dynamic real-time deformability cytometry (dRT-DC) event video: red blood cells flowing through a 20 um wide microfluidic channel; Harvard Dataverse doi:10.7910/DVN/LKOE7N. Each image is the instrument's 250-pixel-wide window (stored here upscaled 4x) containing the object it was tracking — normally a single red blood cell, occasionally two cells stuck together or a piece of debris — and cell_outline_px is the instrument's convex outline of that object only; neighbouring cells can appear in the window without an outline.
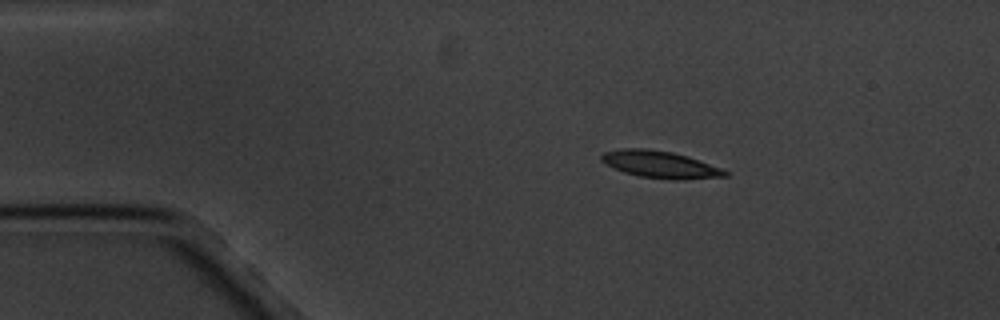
{"species": "common noctule bat (a hibernating species)", "species_latin": "Nyctalus noctula", "temperature_condition": "cold", "stored_images_in_passage": 4, "camera_frame_rate_fps": 3000, "um_per_image_px": 0.085, "animal": {"sex": "male", "body_mass_g": 20.1, "forearm_length_mm": 53.5}, "frame": {"image": 1, "passage_image": 2, "time_ms": 1.0, "image_size_px": [1000, 320], "cell_outline_px": [[728, 176], [684, 180], [672, 180], [640, 176], [624, 172], [604, 164], [600, 160], [600, 156], [604, 152], [624, 148], [648, 148], [672, 152], [688, 156], [720, 168], [728, 172]], "centroid_in_image_um": [56.09, 13.98], "position_along_channel_um": 28.9, "area_um2": 19.54}}
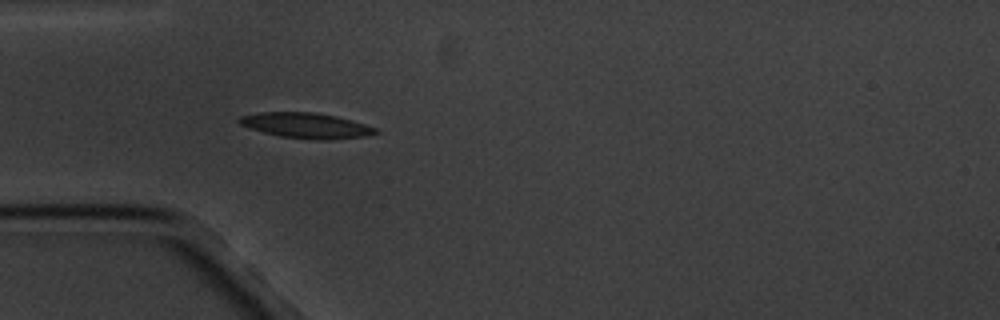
{"frame": {"image": 2, "passage_image": 4, "time_ms": 3.333, "image_size_px": [1000, 320], "cell_outline_px": [[380, 132], [364, 136], [328, 140], [316, 140], [280, 136], [264, 132], [240, 124], [236, 120], [240, 116], [256, 112], [316, 112], [336, 116], [352, 120], [376, 128]], "centroid_in_image_um": [26.01, 10.66], "position_along_channel_um": 59.0, "area_um2": 20.11}}